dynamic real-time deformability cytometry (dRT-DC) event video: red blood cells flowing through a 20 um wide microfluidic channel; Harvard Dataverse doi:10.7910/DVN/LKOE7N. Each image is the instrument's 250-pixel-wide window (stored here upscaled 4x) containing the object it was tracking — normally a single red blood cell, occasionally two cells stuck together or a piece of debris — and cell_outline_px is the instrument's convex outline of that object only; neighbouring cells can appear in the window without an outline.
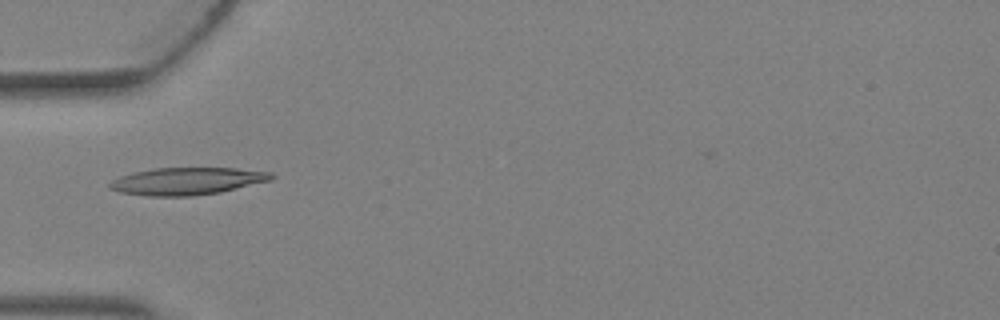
{"species": "Egyptian fruit bat (a non-hibernating species)", "species_latin": "Rousettus aegyptiacus", "temperature_condition": "warm", "stored_images_in_passage": 2, "camera_frame_rate_fps": 3000, "um_per_image_px": 0.085, "animal": {"sex": "female"}, "frame": {"image": 1, "passage_image": 2, "time_ms": 0.333, "image_size_px": [1000, 320], "cell_outline_px": [[276, 176], [272, 180], [220, 192], [192, 196], [148, 196], [120, 192], [108, 188], [108, 184], [112, 180], [120, 176], [132, 172], [152, 168], [236, 168], [272, 172]], "centroid_in_image_um": [15.9, 15.39], "position_along_channel_um": 69.1, "area_um2": 25.89}}